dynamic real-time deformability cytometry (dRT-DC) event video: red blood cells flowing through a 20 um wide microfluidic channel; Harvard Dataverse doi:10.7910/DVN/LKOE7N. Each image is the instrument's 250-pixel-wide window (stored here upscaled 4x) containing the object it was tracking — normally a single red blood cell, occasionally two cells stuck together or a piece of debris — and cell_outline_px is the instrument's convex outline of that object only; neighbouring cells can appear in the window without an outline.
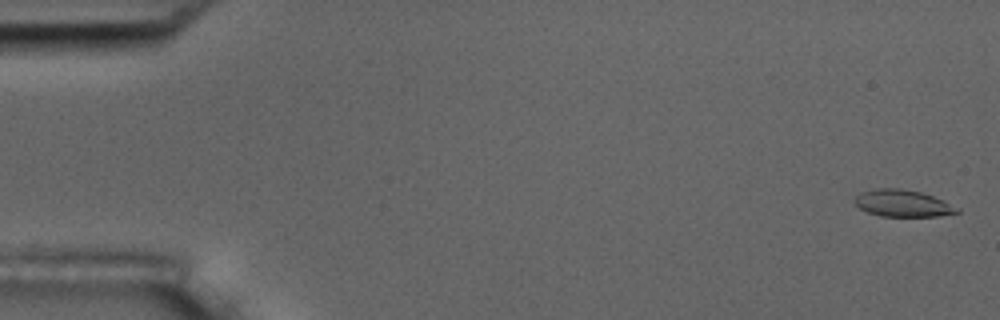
{"species": "common noctule bat (a hibernating species)", "species_latin": "Nyctalus noctula", "temperature_condition": "room temperature", "stored_images_in_passage": 6, "camera_frame_rate_fps": 3000, "um_per_image_px": 0.085, "animal": {"sex": "male", "body_mass_g": 17.5, "forearm_length_mm": 52.3}, "frame": {"image": 1, "passage_image": 1, "time_ms": 0.0, "image_size_px": [1000, 320], "cell_outline_px": [[960, 212], [936, 216], [880, 216], [868, 212], [860, 208], [852, 200], [860, 192], [876, 188], [900, 188], [920, 192], [944, 200], [960, 208]], "centroid_in_image_um": [76.72, 17.27], "position_along_channel_um": 8.3, "area_um2": 16.07}}
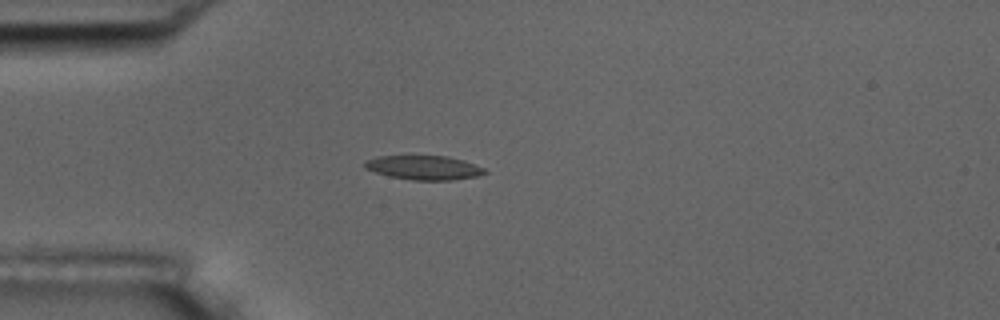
{"frame": {"image": 2, "passage_image": 5, "time_ms": 4.667, "image_size_px": [1000, 320], "cell_outline_px": [[488, 172], [476, 176], [452, 180], [412, 180], [388, 176], [364, 168], [364, 160], [376, 156], [448, 156], [464, 160], [484, 168]], "centroid_in_image_um": [36.01, 14.24], "position_along_channel_um": 49.0, "area_um2": 16.94}}